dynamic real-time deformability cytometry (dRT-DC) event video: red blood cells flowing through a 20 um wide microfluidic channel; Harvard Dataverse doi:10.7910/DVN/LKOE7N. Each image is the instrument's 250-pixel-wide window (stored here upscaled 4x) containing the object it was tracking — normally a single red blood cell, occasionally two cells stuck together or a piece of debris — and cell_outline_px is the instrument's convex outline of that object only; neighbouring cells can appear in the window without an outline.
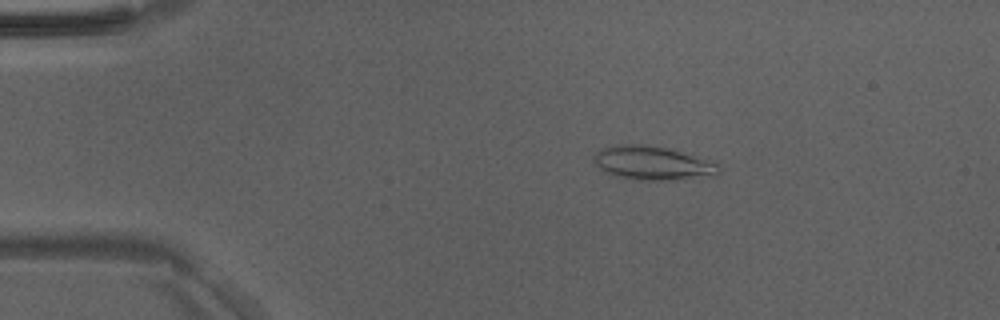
{"species": "Egyptian fruit bat (a non-hibernating species)", "species_latin": "Rousettus aegyptiacus", "temperature_condition": "room temperature", "stored_images_in_passage": 48, "camera_frame_rate_fps": 3000, "um_per_image_px": 0.085, "animal": {"sex": "male"}, "frame": {"image": 1, "passage_image": 8, "time_ms": 2.333, "image_size_px": [1000, 320], "cell_outline_px": [[720, 172], [716, 176], [672, 180], [632, 180], [616, 176], [600, 168], [592, 160], [592, 156], [600, 148], [616, 144], [644, 144], [684, 152], [716, 160], [720, 168]], "centroid_in_image_um": [55.52, 13.86], "position_along_channel_um": 29.5, "area_um2": 25.2}}
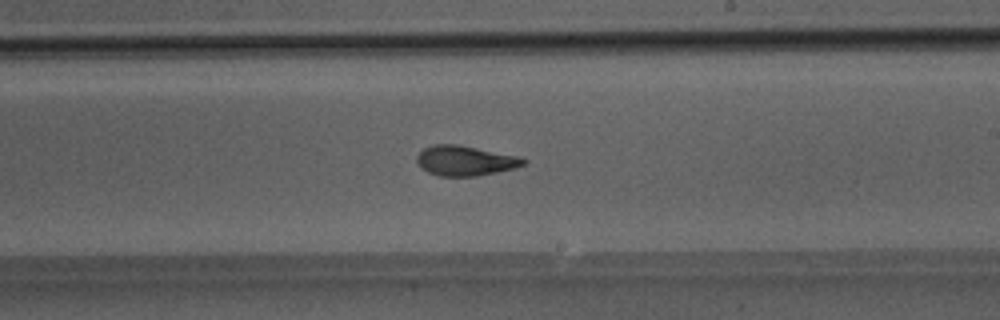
{"frame": {"image": 2, "passage_image": 28, "time_ms": 9.0, "image_size_px": [1000, 320], "cell_outline_px": [[528, 160], [524, 164], [516, 168], [476, 176], [440, 176], [428, 172], [420, 168], [416, 160], [416, 156], [424, 148], [432, 144], [456, 144], [520, 156]], "centroid_in_image_um": [39.53, 13.65], "position_along_channel_um": 249.5, "area_um2": 18.73}}
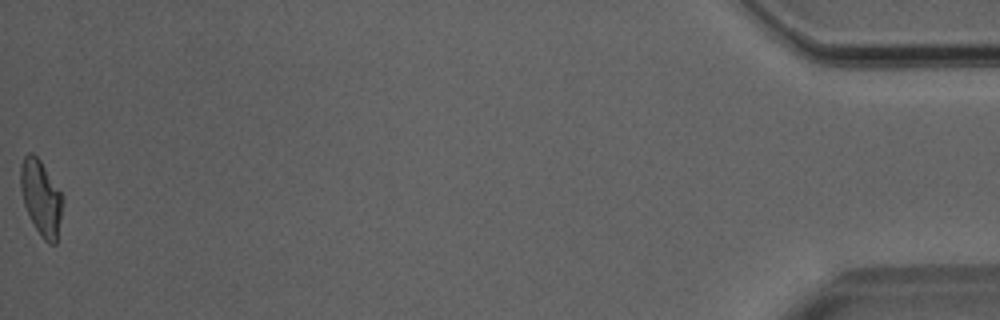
{"frame": {"image": 3, "passage_image": 48, "time_ms": 15.667, "image_size_px": [1000, 320], "cell_outline_px": [[64, 200], [56, 244], [48, 244], [40, 236], [24, 204], [20, 188], [20, 164], [24, 156], [28, 152], [32, 152], [40, 160], [64, 196]], "centroid_in_image_um": [3.5, 16.79], "position_along_channel_um": 431.7, "area_um2": 18.55}}